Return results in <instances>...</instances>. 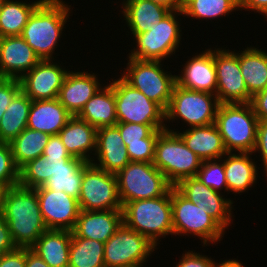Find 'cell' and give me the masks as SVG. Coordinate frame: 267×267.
<instances>
[{"mask_svg":"<svg viewBox=\"0 0 267 267\" xmlns=\"http://www.w3.org/2000/svg\"><path fill=\"white\" fill-rule=\"evenodd\" d=\"M1 214L16 247L31 248L47 230L37 192L33 188L16 185L4 190Z\"/></svg>","mask_w":267,"mask_h":267,"instance_id":"1","label":"cell"},{"mask_svg":"<svg viewBox=\"0 0 267 267\" xmlns=\"http://www.w3.org/2000/svg\"><path fill=\"white\" fill-rule=\"evenodd\" d=\"M65 3L63 0H43L30 15L22 30L20 36L40 60L55 61L53 53L72 11L71 5Z\"/></svg>","mask_w":267,"mask_h":267,"instance_id":"2","label":"cell"},{"mask_svg":"<svg viewBox=\"0 0 267 267\" xmlns=\"http://www.w3.org/2000/svg\"><path fill=\"white\" fill-rule=\"evenodd\" d=\"M123 223L158 246L159 239L173 235L171 189L161 197L126 202Z\"/></svg>","mask_w":267,"mask_h":267,"instance_id":"3","label":"cell"},{"mask_svg":"<svg viewBox=\"0 0 267 267\" xmlns=\"http://www.w3.org/2000/svg\"><path fill=\"white\" fill-rule=\"evenodd\" d=\"M258 122L250 103L220 104L215 124L227 152L252 153Z\"/></svg>","mask_w":267,"mask_h":267,"instance_id":"4","label":"cell"},{"mask_svg":"<svg viewBox=\"0 0 267 267\" xmlns=\"http://www.w3.org/2000/svg\"><path fill=\"white\" fill-rule=\"evenodd\" d=\"M202 162L177 132L164 129L159 133L152 163L173 187L183 179L196 177Z\"/></svg>","mask_w":267,"mask_h":267,"instance_id":"5","label":"cell"},{"mask_svg":"<svg viewBox=\"0 0 267 267\" xmlns=\"http://www.w3.org/2000/svg\"><path fill=\"white\" fill-rule=\"evenodd\" d=\"M183 15L181 9L173 10L158 23L153 24L147 32L132 34L135 47L128 58L138 60L164 61L175 55L180 46L181 27L177 17Z\"/></svg>","mask_w":267,"mask_h":267,"instance_id":"6","label":"cell"},{"mask_svg":"<svg viewBox=\"0 0 267 267\" xmlns=\"http://www.w3.org/2000/svg\"><path fill=\"white\" fill-rule=\"evenodd\" d=\"M173 235L200 237L204 246L222 241L225 230L207 213L184 197L175 187L171 188Z\"/></svg>","mask_w":267,"mask_h":267,"instance_id":"7","label":"cell"},{"mask_svg":"<svg viewBox=\"0 0 267 267\" xmlns=\"http://www.w3.org/2000/svg\"><path fill=\"white\" fill-rule=\"evenodd\" d=\"M128 59L126 72L120 76L166 111L176 85V75L162 69V61Z\"/></svg>","mask_w":267,"mask_h":267,"instance_id":"8","label":"cell"},{"mask_svg":"<svg viewBox=\"0 0 267 267\" xmlns=\"http://www.w3.org/2000/svg\"><path fill=\"white\" fill-rule=\"evenodd\" d=\"M116 177L122 206L126 202L164 196L173 187L153 163L130 161Z\"/></svg>","mask_w":267,"mask_h":267,"instance_id":"9","label":"cell"},{"mask_svg":"<svg viewBox=\"0 0 267 267\" xmlns=\"http://www.w3.org/2000/svg\"><path fill=\"white\" fill-rule=\"evenodd\" d=\"M219 105L215 94L185 89L176 84L165 111V123L181 119L188 128L208 126L215 123Z\"/></svg>","mask_w":267,"mask_h":267,"instance_id":"10","label":"cell"},{"mask_svg":"<svg viewBox=\"0 0 267 267\" xmlns=\"http://www.w3.org/2000/svg\"><path fill=\"white\" fill-rule=\"evenodd\" d=\"M146 236L124 223L104 243L105 267L143 266L158 249Z\"/></svg>","mask_w":267,"mask_h":267,"instance_id":"11","label":"cell"},{"mask_svg":"<svg viewBox=\"0 0 267 267\" xmlns=\"http://www.w3.org/2000/svg\"><path fill=\"white\" fill-rule=\"evenodd\" d=\"M78 202L84 211L122 210L116 174L86 163Z\"/></svg>","mask_w":267,"mask_h":267,"instance_id":"12","label":"cell"},{"mask_svg":"<svg viewBox=\"0 0 267 267\" xmlns=\"http://www.w3.org/2000/svg\"><path fill=\"white\" fill-rule=\"evenodd\" d=\"M117 122L165 125V111L122 77L113 80Z\"/></svg>","mask_w":267,"mask_h":267,"instance_id":"13","label":"cell"},{"mask_svg":"<svg viewBox=\"0 0 267 267\" xmlns=\"http://www.w3.org/2000/svg\"><path fill=\"white\" fill-rule=\"evenodd\" d=\"M216 67V96L220 104L250 103L252 96L248 93L239 65V51L213 49Z\"/></svg>","mask_w":267,"mask_h":267,"instance_id":"14","label":"cell"},{"mask_svg":"<svg viewBox=\"0 0 267 267\" xmlns=\"http://www.w3.org/2000/svg\"><path fill=\"white\" fill-rule=\"evenodd\" d=\"M184 197L198 207L206 208L207 213L224 229L231 226L233 200L203 184L197 177L181 180L174 186Z\"/></svg>","mask_w":267,"mask_h":267,"instance_id":"15","label":"cell"},{"mask_svg":"<svg viewBox=\"0 0 267 267\" xmlns=\"http://www.w3.org/2000/svg\"><path fill=\"white\" fill-rule=\"evenodd\" d=\"M47 229L72 231L81 211L78 199L63 191L34 188Z\"/></svg>","mask_w":267,"mask_h":267,"instance_id":"16","label":"cell"},{"mask_svg":"<svg viewBox=\"0 0 267 267\" xmlns=\"http://www.w3.org/2000/svg\"><path fill=\"white\" fill-rule=\"evenodd\" d=\"M67 72L59 62L41 60L20 79L21 90L32 101L56 99Z\"/></svg>","mask_w":267,"mask_h":267,"instance_id":"17","label":"cell"},{"mask_svg":"<svg viewBox=\"0 0 267 267\" xmlns=\"http://www.w3.org/2000/svg\"><path fill=\"white\" fill-rule=\"evenodd\" d=\"M40 61L21 36L0 38V78L20 80Z\"/></svg>","mask_w":267,"mask_h":267,"instance_id":"18","label":"cell"},{"mask_svg":"<svg viewBox=\"0 0 267 267\" xmlns=\"http://www.w3.org/2000/svg\"><path fill=\"white\" fill-rule=\"evenodd\" d=\"M195 54L182 65L181 74L176 75V84L185 89L216 95L217 76L212 48Z\"/></svg>","mask_w":267,"mask_h":267,"instance_id":"19","label":"cell"},{"mask_svg":"<svg viewBox=\"0 0 267 267\" xmlns=\"http://www.w3.org/2000/svg\"><path fill=\"white\" fill-rule=\"evenodd\" d=\"M94 156L97 160L94 157L91 163L112 174H117L130 162L128 151L116 125L97 129Z\"/></svg>","mask_w":267,"mask_h":267,"instance_id":"20","label":"cell"},{"mask_svg":"<svg viewBox=\"0 0 267 267\" xmlns=\"http://www.w3.org/2000/svg\"><path fill=\"white\" fill-rule=\"evenodd\" d=\"M97 76L85 70L67 72L58 100L72 116H77L87 101L102 87Z\"/></svg>","mask_w":267,"mask_h":267,"instance_id":"21","label":"cell"},{"mask_svg":"<svg viewBox=\"0 0 267 267\" xmlns=\"http://www.w3.org/2000/svg\"><path fill=\"white\" fill-rule=\"evenodd\" d=\"M122 223V210H81L72 234L76 237L93 239L105 243Z\"/></svg>","mask_w":267,"mask_h":267,"instance_id":"22","label":"cell"},{"mask_svg":"<svg viewBox=\"0 0 267 267\" xmlns=\"http://www.w3.org/2000/svg\"><path fill=\"white\" fill-rule=\"evenodd\" d=\"M165 126L166 130L177 132L186 146L202 161L221 159L227 153L215 123L208 126L192 127L181 132L174 131L167 124Z\"/></svg>","mask_w":267,"mask_h":267,"instance_id":"23","label":"cell"},{"mask_svg":"<svg viewBox=\"0 0 267 267\" xmlns=\"http://www.w3.org/2000/svg\"><path fill=\"white\" fill-rule=\"evenodd\" d=\"M96 133L97 129L94 126L77 116H72L58 135L72 157L90 163L94 158L91 155L96 151Z\"/></svg>","mask_w":267,"mask_h":267,"instance_id":"24","label":"cell"},{"mask_svg":"<svg viewBox=\"0 0 267 267\" xmlns=\"http://www.w3.org/2000/svg\"><path fill=\"white\" fill-rule=\"evenodd\" d=\"M72 115L59 102L51 100H34L31 103L27 128L51 135H58Z\"/></svg>","mask_w":267,"mask_h":267,"instance_id":"25","label":"cell"},{"mask_svg":"<svg viewBox=\"0 0 267 267\" xmlns=\"http://www.w3.org/2000/svg\"><path fill=\"white\" fill-rule=\"evenodd\" d=\"M227 152L224 158L225 179L228 194L247 192L257 182L258 166L252 159L253 153ZM227 156V157H226ZM247 190V191H246Z\"/></svg>","mask_w":267,"mask_h":267,"instance_id":"26","label":"cell"},{"mask_svg":"<svg viewBox=\"0 0 267 267\" xmlns=\"http://www.w3.org/2000/svg\"><path fill=\"white\" fill-rule=\"evenodd\" d=\"M122 16L131 34L147 32L153 24L162 20L171 10L151 0H123Z\"/></svg>","mask_w":267,"mask_h":267,"instance_id":"27","label":"cell"},{"mask_svg":"<svg viewBox=\"0 0 267 267\" xmlns=\"http://www.w3.org/2000/svg\"><path fill=\"white\" fill-rule=\"evenodd\" d=\"M96 129L114 126L117 123L116 102L113 91V80L103 86L84 105L77 115Z\"/></svg>","mask_w":267,"mask_h":267,"instance_id":"28","label":"cell"},{"mask_svg":"<svg viewBox=\"0 0 267 267\" xmlns=\"http://www.w3.org/2000/svg\"><path fill=\"white\" fill-rule=\"evenodd\" d=\"M71 231L47 229L30 248L50 267H69Z\"/></svg>","mask_w":267,"mask_h":267,"instance_id":"29","label":"cell"},{"mask_svg":"<svg viewBox=\"0 0 267 267\" xmlns=\"http://www.w3.org/2000/svg\"><path fill=\"white\" fill-rule=\"evenodd\" d=\"M259 47L239 51V65L248 93L254 94L267 87V52Z\"/></svg>","mask_w":267,"mask_h":267,"instance_id":"30","label":"cell"},{"mask_svg":"<svg viewBox=\"0 0 267 267\" xmlns=\"http://www.w3.org/2000/svg\"><path fill=\"white\" fill-rule=\"evenodd\" d=\"M75 158L39 156L19 170V185L33 189L43 186L57 169H68Z\"/></svg>","mask_w":267,"mask_h":267,"instance_id":"31","label":"cell"},{"mask_svg":"<svg viewBox=\"0 0 267 267\" xmlns=\"http://www.w3.org/2000/svg\"><path fill=\"white\" fill-rule=\"evenodd\" d=\"M31 103L22 90L13 98L0 121V142L10 143L27 128Z\"/></svg>","mask_w":267,"mask_h":267,"instance_id":"32","label":"cell"},{"mask_svg":"<svg viewBox=\"0 0 267 267\" xmlns=\"http://www.w3.org/2000/svg\"><path fill=\"white\" fill-rule=\"evenodd\" d=\"M42 1L28 3L20 0H4L0 13V38L20 36L28 18Z\"/></svg>","mask_w":267,"mask_h":267,"instance_id":"33","label":"cell"},{"mask_svg":"<svg viewBox=\"0 0 267 267\" xmlns=\"http://www.w3.org/2000/svg\"><path fill=\"white\" fill-rule=\"evenodd\" d=\"M50 135L41 131L24 129L9 144L17 168L20 170L25 164L43 155Z\"/></svg>","mask_w":267,"mask_h":267,"instance_id":"34","label":"cell"},{"mask_svg":"<svg viewBox=\"0 0 267 267\" xmlns=\"http://www.w3.org/2000/svg\"><path fill=\"white\" fill-rule=\"evenodd\" d=\"M69 267H105L104 243L76 237L71 231Z\"/></svg>","mask_w":267,"mask_h":267,"instance_id":"35","label":"cell"},{"mask_svg":"<svg viewBox=\"0 0 267 267\" xmlns=\"http://www.w3.org/2000/svg\"><path fill=\"white\" fill-rule=\"evenodd\" d=\"M183 17L192 19H218L231 12L239 11L238 0H183L181 7Z\"/></svg>","mask_w":267,"mask_h":267,"instance_id":"36","label":"cell"},{"mask_svg":"<svg viewBox=\"0 0 267 267\" xmlns=\"http://www.w3.org/2000/svg\"><path fill=\"white\" fill-rule=\"evenodd\" d=\"M87 162L75 158L68 169H57L43 186L37 188H47L54 191H63L69 196L78 199L83 178V167Z\"/></svg>","mask_w":267,"mask_h":267,"instance_id":"37","label":"cell"},{"mask_svg":"<svg viewBox=\"0 0 267 267\" xmlns=\"http://www.w3.org/2000/svg\"><path fill=\"white\" fill-rule=\"evenodd\" d=\"M196 177L212 190L228 192L225 179L224 159L206 160L202 162Z\"/></svg>","mask_w":267,"mask_h":267,"instance_id":"38","label":"cell"},{"mask_svg":"<svg viewBox=\"0 0 267 267\" xmlns=\"http://www.w3.org/2000/svg\"><path fill=\"white\" fill-rule=\"evenodd\" d=\"M19 185V169L17 168L9 143L0 142V188L6 190Z\"/></svg>","mask_w":267,"mask_h":267,"instance_id":"39","label":"cell"},{"mask_svg":"<svg viewBox=\"0 0 267 267\" xmlns=\"http://www.w3.org/2000/svg\"><path fill=\"white\" fill-rule=\"evenodd\" d=\"M120 131V135L124 145L144 143V138H147L154 130H164L165 125H147L136 123H122L115 124Z\"/></svg>","mask_w":267,"mask_h":267,"instance_id":"40","label":"cell"},{"mask_svg":"<svg viewBox=\"0 0 267 267\" xmlns=\"http://www.w3.org/2000/svg\"><path fill=\"white\" fill-rule=\"evenodd\" d=\"M161 131L162 130H154L147 138H144V143L128 144L126 149L130 161L152 163L156 140Z\"/></svg>","mask_w":267,"mask_h":267,"instance_id":"41","label":"cell"},{"mask_svg":"<svg viewBox=\"0 0 267 267\" xmlns=\"http://www.w3.org/2000/svg\"><path fill=\"white\" fill-rule=\"evenodd\" d=\"M20 91L19 79L0 78V121L7 107Z\"/></svg>","mask_w":267,"mask_h":267,"instance_id":"42","label":"cell"},{"mask_svg":"<svg viewBox=\"0 0 267 267\" xmlns=\"http://www.w3.org/2000/svg\"><path fill=\"white\" fill-rule=\"evenodd\" d=\"M181 258L175 267H212L216 262L211 257L192 250H185Z\"/></svg>","mask_w":267,"mask_h":267,"instance_id":"43","label":"cell"},{"mask_svg":"<svg viewBox=\"0 0 267 267\" xmlns=\"http://www.w3.org/2000/svg\"><path fill=\"white\" fill-rule=\"evenodd\" d=\"M260 153V160L267 177V120L259 121L257 126L256 145L252 153Z\"/></svg>","mask_w":267,"mask_h":267,"instance_id":"44","label":"cell"},{"mask_svg":"<svg viewBox=\"0 0 267 267\" xmlns=\"http://www.w3.org/2000/svg\"><path fill=\"white\" fill-rule=\"evenodd\" d=\"M0 267H26V248L16 247L1 255Z\"/></svg>","mask_w":267,"mask_h":267,"instance_id":"45","label":"cell"},{"mask_svg":"<svg viewBox=\"0 0 267 267\" xmlns=\"http://www.w3.org/2000/svg\"><path fill=\"white\" fill-rule=\"evenodd\" d=\"M43 156L49 157H72L62 143L59 135H51L44 149Z\"/></svg>","mask_w":267,"mask_h":267,"instance_id":"46","label":"cell"},{"mask_svg":"<svg viewBox=\"0 0 267 267\" xmlns=\"http://www.w3.org/2000/svg\"><path fill=\"white\" fill-rule=\"evenodd\" d=\"M250 104L259 121L267 120V87L254 94Z\"/></svg>","mask_w":267,"mask_h":267,"instance_id":"47","label":"cell"},{"mask_svg":"<svg viewBox=\"0 0 267 267\" xmlns=\"http://www.w3.org/2000/svg\"><path fill=\"white\" fill-rule=\"evenodd\" d=\"M14 245L7 222L0 213V256L14 250Z\"/></svg>","mask_w":267,"mask_h":267,"instance_id":"48","label":"cell"},{"mask_svg":"<svg viewBox=\"0 0 267 267\" xmlns=\"http://www.w3.org/2000/svg\"><path fill=\"white\" fill-rule=\"evenodd\" d=\"M238 4L241 11L252 10L267 18V0H238Z\"/></svg>","mask_w":267,"mask_h":267,"instance_id":"49","label":"cell"},{"mask_svg":"<svg viewBox=\"0 0 267 267\" xmlns=\"http://www.w3.org/2000/svg\"><path fill=\"white\" fill-rule=\"evenodd\" d=\"M26 267H50L30 248H26Z\"/></svg>","mask_w":267,"mask_h":267,"instance_id":"50","label":"cell"},{"mask_svg":"<svg viewBox=\"0 0 267 267\" xmlns=\"http://www.w3.org/2000/svg\"><path fill=\"white\" fill-rule=\"evenodd\" d=\"M155 3L168 7L171 11L181 9L183 0H151Z\"/></svg>","mask_w":267,"mask_h":267,"instance_id":"51","label":"cell"},{"mask_svg":"<svg viewBox=\"0 0 267 267\" xmlns=\"http://www.w3.org/2000/svg\"><path fill=\"white\" fill-rule=\"evenodd\" d=\"M226 267H245L243 265L242 262H240V260H236V259H226Z\"/></svg>","mask_w":267,"mask_h":267,"instance_id":"52","label":"cell"},{"mask_svg":"<svg viewBox=\"0 0 267 267\" xmlns=\"http://www.w3.org/2000/svg\"><path fill=\"white\" fill-rule=\"evenodd\" d=\"M212 267H226V259L225 260H223V262L221 261V262H215L214 264H213V266Z\"/></svg>","mask_w":267,"mask_h":267,"instance_id":"53","label":"cell"},{"mask_svg":"<svg viewBox=\"0 0 267 267\" xmlns=\"http://www.w3.org/2000/svg\"><path fill=\"white\" fill-rule=\"evenodd\" d=\"M4 189L0 188V213H1V205H2V195H3Z\"/></svg>","mask_w":267,"mask_h":267,"instance_id":"54","label":"cell"},{"mask_svg":"<svg viewBox=\"0 0 267 267\" xmlns=\"http://www.w3.org/2000/svg\"><path fill=\"white\" fill-rule=\"evenodd\" d=\"M4 0H0V13H1V9H2V4H3Z\"/></svg>","mask_w":267,"mask_h":267,"instance_id":"55","label":"cell"},{"mask_svg":"<svg viewBox=\"0 0 267 267\" xmlns=\"http://www.w3.org/2000/svg\"><path fill=\"white\" fill-rule=\"evenodd\" d=\"M127 267H143V266H127Z\"/></svg>","mask_w":267,"mask_h":267,"instance_id":"56","label":"cell"}]
</instances>
